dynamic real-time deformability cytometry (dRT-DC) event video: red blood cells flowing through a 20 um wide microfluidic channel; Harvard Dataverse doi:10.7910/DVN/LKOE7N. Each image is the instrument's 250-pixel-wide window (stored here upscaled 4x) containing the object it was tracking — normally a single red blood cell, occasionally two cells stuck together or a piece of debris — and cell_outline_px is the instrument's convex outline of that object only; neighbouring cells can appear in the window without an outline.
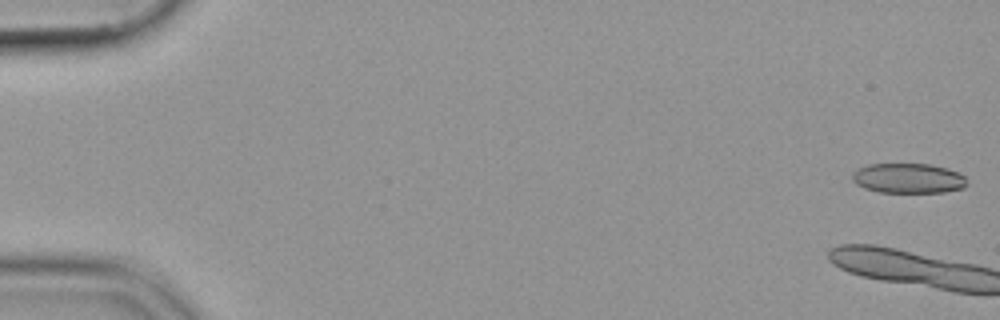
{"species": "common noctule bat (a hibernating species)", "species_latin": "Nyctalus noctula", "temperature_condition": "cold", "stored_images_in_passage": 14, "camera_frame_rate_fps": 3000, "um_per_image_px": 0.085, "animal": {"sex": "female", "body_mass_g": 19.9}, "frame": {"image": 1, "passage_image": 1, "time_ms": 0.0, "image_size_px": [1000, 320], "cell_outline_px": [[968, 184], [964, 188], [944, 192], [880, 192], [864, 188], [856, 184], [852, 180], [852, 172], [856, 168], [868, 164], [928, 164], [948, 168], [960, 172], [964, 176]], "centroid_in_image_um": [77.2, 15.15], "position_along_channel_um": 7.8, "area_um2": 20.23}}